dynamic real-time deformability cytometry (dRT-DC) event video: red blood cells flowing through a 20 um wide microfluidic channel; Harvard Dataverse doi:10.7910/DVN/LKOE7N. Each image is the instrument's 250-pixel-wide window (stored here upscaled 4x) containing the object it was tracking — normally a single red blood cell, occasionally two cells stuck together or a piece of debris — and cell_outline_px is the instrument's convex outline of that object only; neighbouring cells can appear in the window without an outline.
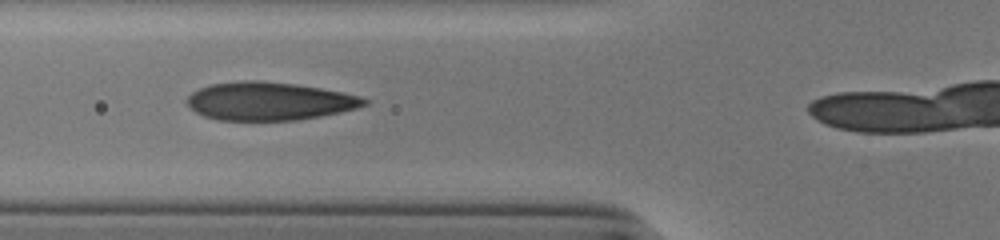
{"species": "human", "species_latin": "Homo sapiens", "temperature_condition": "cold", "stored_images_in_passage": 35, "camera_frame_rate_fps": 3000, "um_per_image_px": 0.085, "donor": {"sex": "male"}, "frame": {"image": 1, "passage_image": 9, "time_ms": 2.667, "image_size_px": [1000, 240], "cell_outline_px": [[368, 104], [356, 108], [340, 112], [320, 116], [296, 120], [216, 120], [204, 116], [196, 112], [184, 100], [192, 92], [200, 88], [212, 84], [244, 80], [256, 80], [296, 84], [344, 92], [360, 96], [368, 100]], "centroid_in_image_um": [22.88, 8.6], "position_along_channel_um": 102.9, "area_um2": 39.36}}
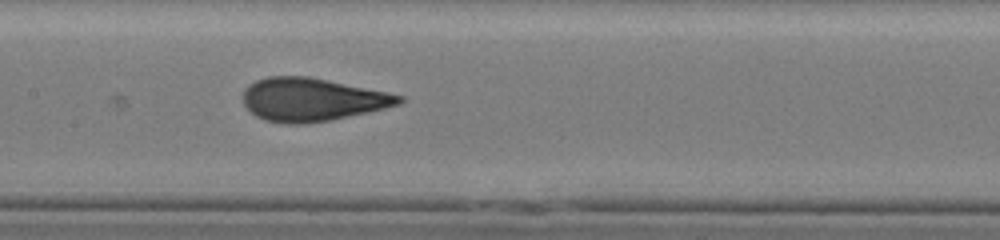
{"frame": {"image": 2, "passage_image": 15, "time_ms": 4.667, "image_size_px": [1000, 240], "cell_outline_px": [[404, 100], [400, 104], [368, 112], [332, 120], [304, 124], [284, 124], [264, 120], [256, 116], [244, 104], [244, 88], [248, 84], [256, 80], [268, 76], [308, 76], [388, 92], [404, 96]], "centroid_in_image_um": [26.52, 8.46], "position_along_channel_um": 180.9, "area_um2": 39.3}}
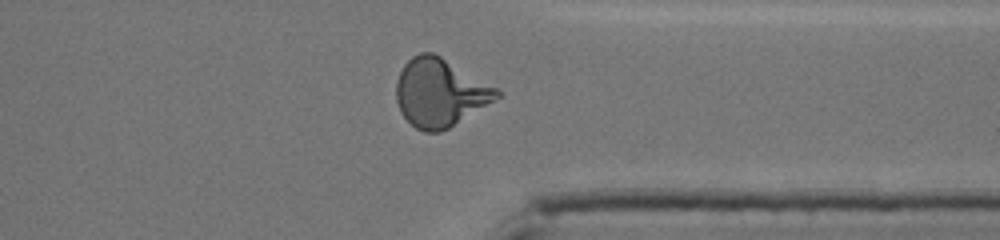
{"frame": {"image": 3, "passage_image": 30, "time_ms": 9.667, "image_size_px": [1000, 240], "cell_outline_px": [[500, 96], [448, 128], [440, 132], [424, 132], [416, 128], [400, 112], [396, 100], [396, 80], [404, 64], [412, 56], [420, 52], [432, 52], [440, 56], [500, 88]], "centroid_in_image_um": [37.38, 7.86], "position_along_channel_um": 374.0, "area_um2": 39.71}, "authors_computed_cell_mechanics": {"area_um2": 38.9572, "velocity_mm_per_s": 3.911, "shape_relaxation_time_tau1_ms": 5.2723, "shape_relaxation_time_tau2_ms": 0.6817, "deformation_change_tau1": 0.228, "deformation_change_tau2": 0.0692}}